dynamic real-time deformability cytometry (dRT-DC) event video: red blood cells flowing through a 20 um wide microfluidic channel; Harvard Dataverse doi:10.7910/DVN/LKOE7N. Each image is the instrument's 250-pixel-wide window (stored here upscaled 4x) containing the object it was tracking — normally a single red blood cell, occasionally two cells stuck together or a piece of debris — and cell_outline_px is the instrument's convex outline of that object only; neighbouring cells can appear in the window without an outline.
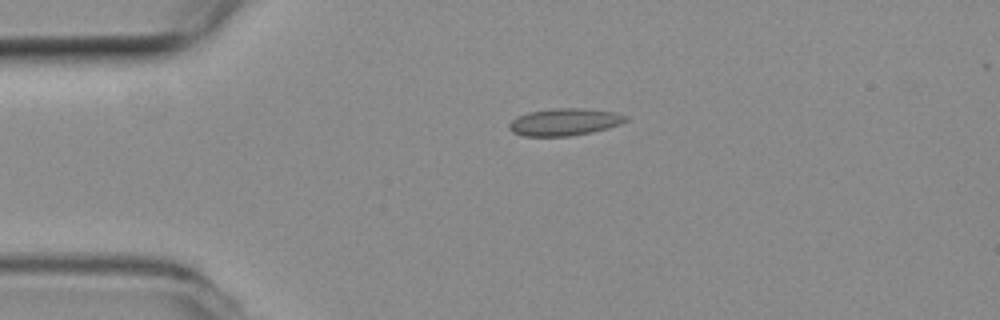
{"species": "common noctule bat (a hibernating species)", "species_latin": "Nyctalus noctula", "temperature_condition": "room temperature", "stored_images_in_passage": 2, "camera_frame_rate_fps": 3000, "um_per_image_px": 0.085, "animal": {"sex": "female", "body_mass_g": 19.3, "forearm_length_mm": 54.1}, "frame": {"image": 1, "passage_image": 1, "time_ms": 0.0, "image_size_px": [1000, 320], "cell_outline_px": [[628, 120], [620, 124], [608, 128], [592, 132], [568, 136], [524, 136], [512, 132], [508, 128], [508, 124], [512, 120], [528, 112], [556, 108], [580, 108], [616, 112], [628, 116]], "centroid_in_image_um": [48.0, 10.37], "position_along_channel_um": 37.0, "area_um2": 18.44}}